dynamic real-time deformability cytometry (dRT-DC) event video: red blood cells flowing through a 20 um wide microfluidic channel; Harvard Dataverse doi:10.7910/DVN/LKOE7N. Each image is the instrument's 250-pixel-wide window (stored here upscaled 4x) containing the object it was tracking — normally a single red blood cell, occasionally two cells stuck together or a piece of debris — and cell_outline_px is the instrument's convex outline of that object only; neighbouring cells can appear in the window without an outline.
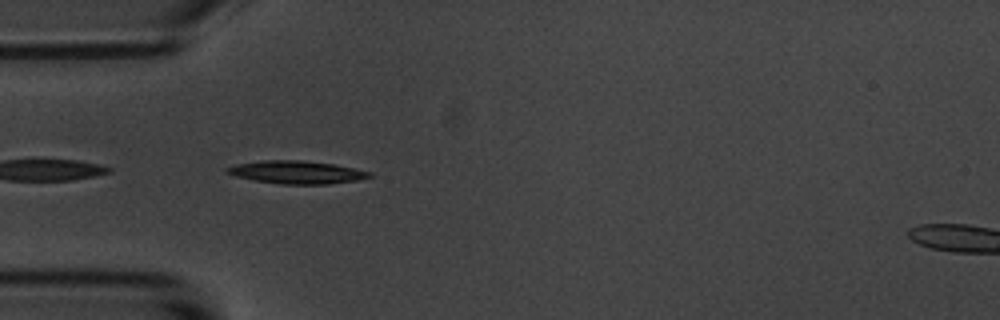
{"species": "common noctule bat (a hibernating species)", "species_latin": "Nyctalus noctula", "temperature_condition": "room temperature", "stored_images_in_passage": 41, "camera_frame_rate_fps": 3000, "um_per_image_px": 0.085, "animal": {"sex": "male", "body_mass_g": 20.1, "forearm_length_mm": 53.5}, "frame": {"image": 1, "passage_image": 2, "time_ms": 0.333, "image_size_px": [1000, 320], "cell_outline_px": [[372, 176], [356, 180], [328, 184], [280, 184], [256, 180], [236, 176], [224, 172], [224, 168], [236, 164], [260, 160], [304, 160], [332, 164], [372, 172]], "centroid_in_image_um": [25.16, 14.63], "position_along_channel_um": 59.8, "area_um2": 18.9}}
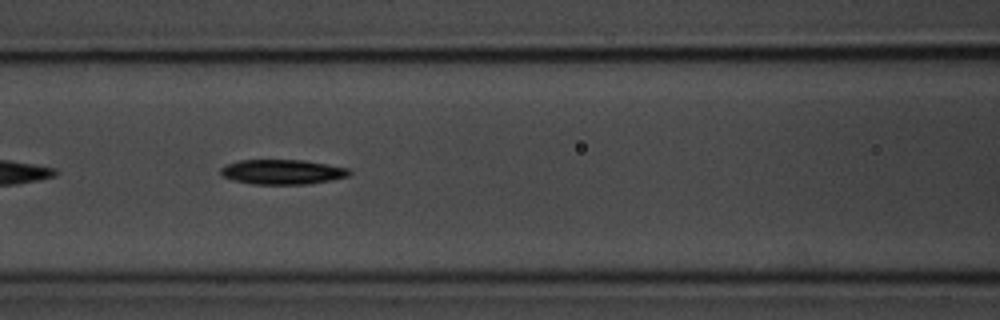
{"frame": {"image": 2, "passage_image": 9, "time_ms": 2.667, "image_size_px": [1000, 320], "cell_outline_px": [[352, 172], [348, 176], [332, 180], [308, 184], [252, 184], [232, 180], [220, 176], [220, 168], [228, 164], [240, 160], [304, 160], [348, 168]], "centroid_in_image_um": [23.98, 14.62], "position_along_channel_um": 142.6, "area_um2": 18.67}}
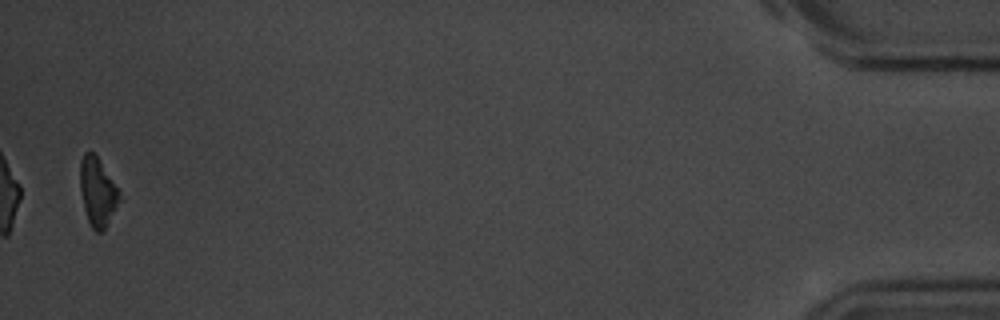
{"frame": {"image": 3, "passage_image": 40, "time_ms": 13.0, "image_size_px": [1000, 320], "cell_outline_px": [[120, 200], [104, 228], [100, 232], [96, 232], [92, 228], [88, 220], [84, 208], [80, 192], [80, 160], [84, 152], [92, 152], [96, 156], [120, 192]], "centroid_in_image_um": [8.26, 16.3], "position_along_channel_um": 426.9, "area_um2": 15.26}, "authors_computed_cell_mechanics": {"area_um2": 18.0914, "velocity_mm_per_s": 3.6263, "shape_relaxation_time_tau1_ms": 2.259, "shape_relaxation_time_tau2_ms": null, "deformation_change_tau1": 0.1334, "deformation_change_tau2": null}}